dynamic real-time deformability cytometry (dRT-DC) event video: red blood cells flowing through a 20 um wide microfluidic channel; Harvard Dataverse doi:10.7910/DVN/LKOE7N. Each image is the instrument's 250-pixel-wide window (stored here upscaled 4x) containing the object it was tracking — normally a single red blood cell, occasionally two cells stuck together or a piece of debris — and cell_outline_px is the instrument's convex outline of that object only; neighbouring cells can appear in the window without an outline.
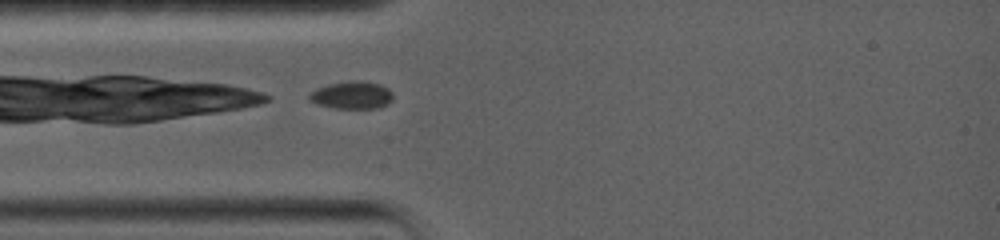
{"species": "common noctule bat (a hibernating species)", "species_latin": "Nyctalus noctula", "temperature_condition": "warm", "stored_images_in_passage": 4, "camera_frame_rate_fps": 5000, "um_per_image_px": 0.085, "animal": {"sex": "female", "body_mass_g": 19.0, "forearm_length_mm": 56.7}, "frame": {"image": 1, "passage_image": 1, "time_ms": 0.0, "image_size_px": [1000, 240], "cell_outline_px": [[392, 100], [388, 104], [376, 108], [332, 108], [316, 104], [308, 100], [308, 96], [316, 88], [328, 84], [352, 80], [360, 80], [380, 84], [388, 88], [392, 92]], "centroid_in_image_um": [29.9, 8.08], "position_along_channel_um": 55.1, "area_um2": 13.58}}
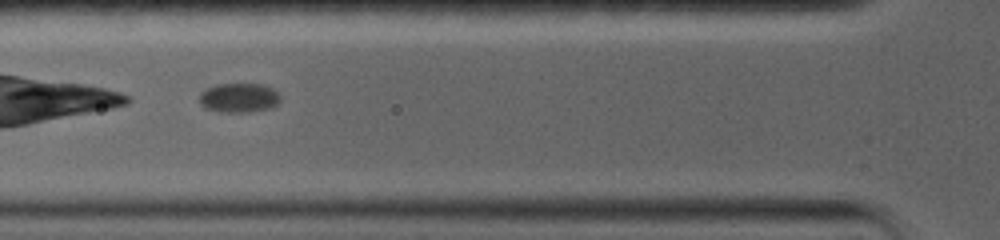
{"frame": {"image": 2, "passage_image": 3, "time_ms": 1.4, "image_size_px": [1000, 240], "cell_outline_px": [[280, 100], [272, 108], [248, 112], [220, 112], [204, 108], [200, 104], [200, 92], [204, 88], [216, 84], [264, 84], [272, 88], [280, 96]], "centroid_in_image_um": [20.28, 8.31], "position_along_channel_um": 105.5, "area_um2": 14.05}}